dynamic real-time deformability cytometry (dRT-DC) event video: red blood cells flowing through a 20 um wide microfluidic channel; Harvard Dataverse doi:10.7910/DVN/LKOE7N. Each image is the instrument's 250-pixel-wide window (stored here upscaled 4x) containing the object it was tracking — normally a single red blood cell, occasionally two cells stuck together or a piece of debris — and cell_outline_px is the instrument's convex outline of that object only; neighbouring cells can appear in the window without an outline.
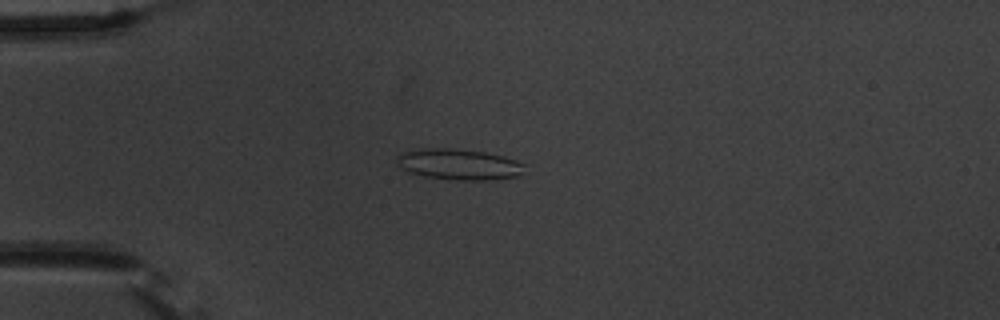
{"species": "common noctule bat (a hibernating species)", "species_latin": "Nyctalus noctula", "temperature_condition": "warm", "stored_images_in_passage": 49, "camera_frame_rate_fps": 3000, "um_per_image_px": 0.085, "animal": {"sex": "male", "body_mass_g": 20.1, "forearm_length_mm": 53.5}, "frame": {"image": 1, "passage_image": 9, "time_ms": 2.667, "image_size_px": [1000, 320], "cell_outline_px": [[528, 164], [516, 176], [488, 180], [460, 180], [424, 176], [408, 172], [396, 164], [396, 156], [400, 152], [424, 148], [448, 148], [484, 152], [504, 156]], "centroid_in_image_um": [38.97, 13.96], "position_along_channel_um": 46.0, "area_um2": 23.0}}
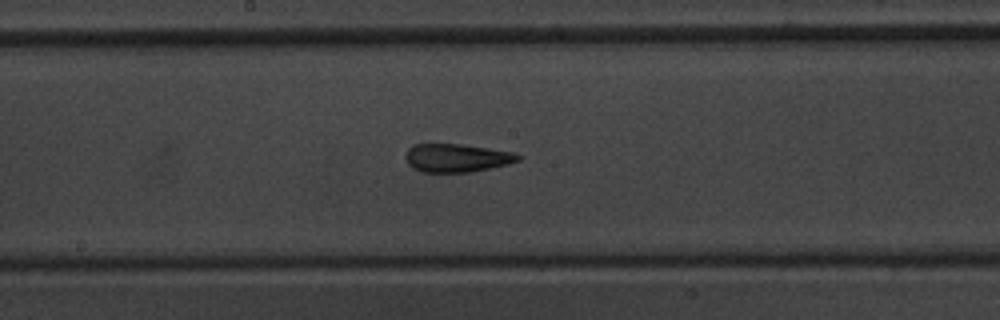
{"frame": {"image": 2, "passage_image": 24, "time_ms": 7.667, "image_size_px": [1000, 320], "cell_outline_px": [[520, 160], [508, 164], [472, 172], [420, 172], [412, 168], [408, 164], [404, 156], [408, 148], [412, 144], [460, 144], [516, 152], [520, 156]], "centroid_in_image_um": [38.8, 13.42], "position_along_channel_um": 209.4, "area_um2": 18.73}}
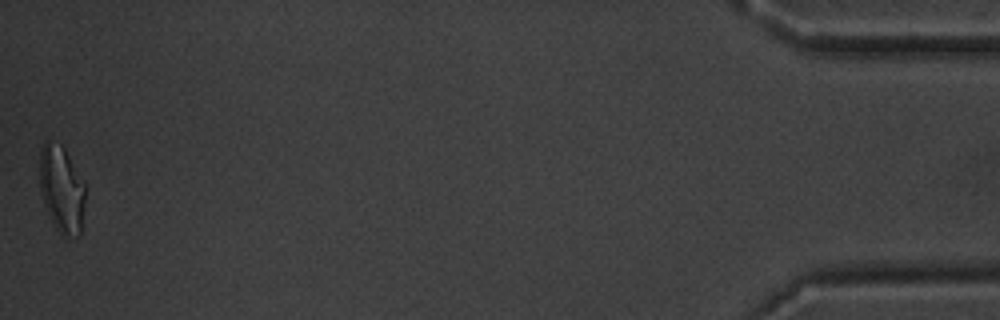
{"frame": {"image": 3, "passage_image": 49, "time_ms": 16.0, "image_size_px": [1000, 320], "cell_outline_px": [[84, 204], [80, 236], [68, 240], [64, 240], [60, 236], [52, 220], [44, 200], [40, 188], [40, 152], [44, 140], [48, 140], [60, 144], [64, 148], [84, 180]], "centroid_in_image_um": [5.26, 16.12], "position_along_channel_um": 429.9, "area_um2": 23.24}, "authors_computed_cell_mechanics": {"area_um2": 19.8254, "velocity_mm_per_s": 3.7056, "shape_relaxation_time_tau1_ms": 9.5846, "shape_relaxation_time_tau2_ms": 1.9651, "deformation_change_tau1": 0.2275, "deformation_change_tau2": 0.1085}}